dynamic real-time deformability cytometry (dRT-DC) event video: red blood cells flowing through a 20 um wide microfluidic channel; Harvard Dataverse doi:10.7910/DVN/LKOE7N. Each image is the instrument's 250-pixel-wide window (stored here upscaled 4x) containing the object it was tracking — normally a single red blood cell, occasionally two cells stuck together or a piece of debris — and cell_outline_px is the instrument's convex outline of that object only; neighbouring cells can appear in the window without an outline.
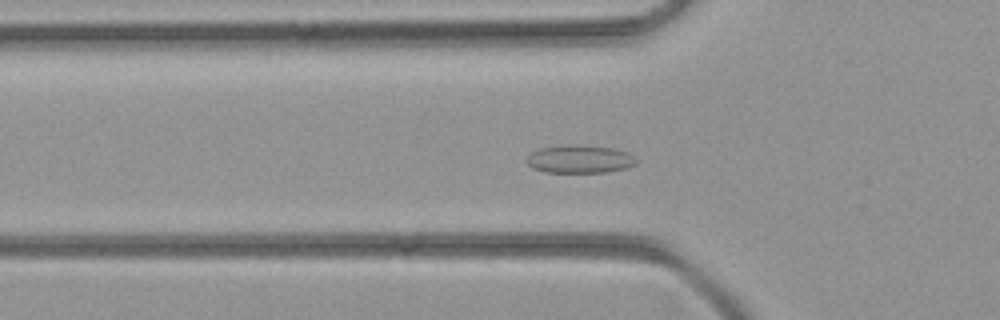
{"species": "common noctule bat (a hibernating species)", "species_latin": "Nyctalus noctula", "temperature_condition": "room temperature", "stored_images_in_passage": 46, "camera_frame_rate_fps": 3000, "um_per_image_px": 0.085, "animal": {"sex": "female", "body_mass_g": 21.9}, "frame": {"image": 1, "passage_image": 15, "time_ms": 4.667, "image_size_px": [1000, 320], "cell_outline_px": [[636, 164], [628, 168], [608, 172], [544, 172], [532, 168], [524, 160], [532, 152], [540, 148], [568, 144], [612, 148], [628, 152], [636, 160]], "centroid_in_image_um": [49.25, 13.53], "position_along_channel_um": 76.5, "area_um2": 17.92}}
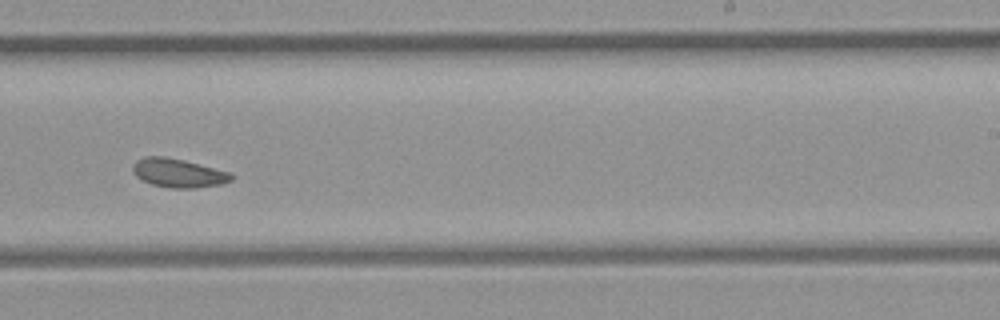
{"frame": {"image": 2, "passage_image": 28, "time_ms": 9.0, "image_size_px": [1000, 320], "cell_outline_px": [[232, 180], [224, 184], [192, 188], [168, 188], [152, 184], [136, 176], [132, 172], [132, 164], [136, 160], [144, 156], [164, 156], [184, 160], [232, 172]], "centroid_in_image_um": [15.16, 14.7], "position_along_channel_um": 273.8, "area_um2": 16.7}}
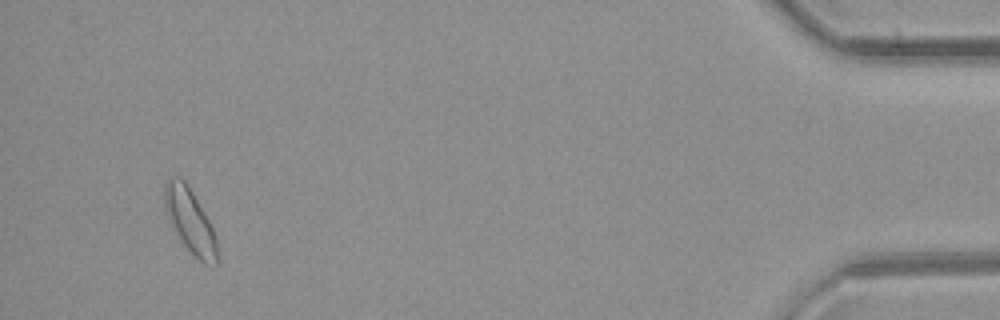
{"frame": {"image": 3, "passage_image": 43, "time_ms": 14.0, "image_size_px": [1000, 320], "cell_outline_px": [[216, 264], [204, 264], [184, 244], [176, 232], [168, 216], [164, 204], [164, 184], [168, 180], [176, 176], [180, 176], [184, 180], [192, 192], [208, 220], [212, 228], [216, 240]], "centroid_in_image_um": [16.13, 18.72], "position_along_channel_um": 419.1, "area_um2": 18.79}}